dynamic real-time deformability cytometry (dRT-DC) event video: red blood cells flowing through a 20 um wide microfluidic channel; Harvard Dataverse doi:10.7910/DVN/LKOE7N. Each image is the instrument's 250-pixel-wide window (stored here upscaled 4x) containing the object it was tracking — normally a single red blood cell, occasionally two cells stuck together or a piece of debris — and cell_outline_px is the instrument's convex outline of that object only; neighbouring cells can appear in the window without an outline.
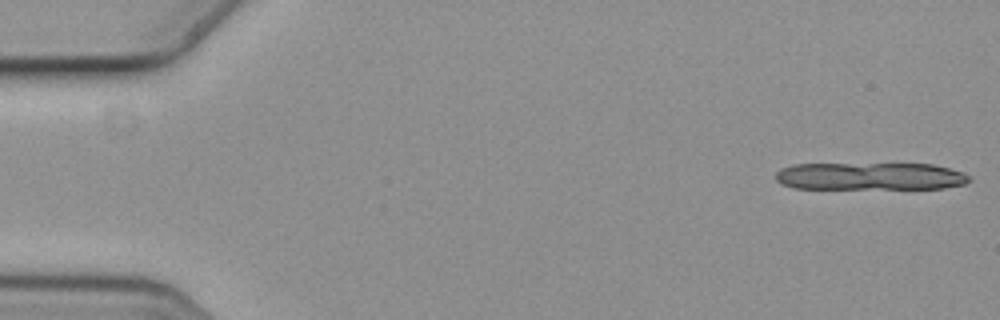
{"species": "common noctule bat (a hibernating species)", "species_latin": "Nyctalus noctula", "temperature_condition": "cold", "stored_images_in_passage": 9, "camera_frame_rate_fps": 3000, "um_per_image_px": 0.085, "animal": {"sex": "female", "body_mass_g": 19.3, "forearm_length_mm": 54.1}, "frame": {"image": 1, "passage_image": 1, "time_ms": 0.0, "image_size_px": [1000, 320], "cell_outline_px": [[972, 180], [964, 184], [944, 188], [792, 188], [780, 184], [776, 180], [776, 172], [780, 168], [792, 164], [932, 164], [964, 172]], "centroid_in_image_um": [73.93, 14.98], "position_along_channel_um": 11.1, "area_um2": 31.04}}
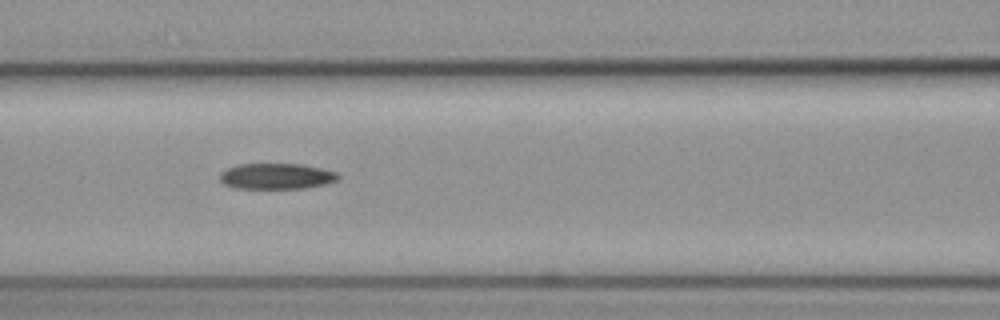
{"frame": {"image": 2, "passage_image": 7, "time_ms": 2.0, "image_size_px": [1000, 320], "cell_outline_px": [[340, 176], [336, 180], [324, 184], [304, 188], [232, 188], [224, 184], [220, 180], [220, 172], [236, 164], [300, 164], [320, 168], [336, 172]], "centroid_in_image_um": [23.45, 14.97], "position_along_channel_um": 143.1, "area_um2": 17.69}}
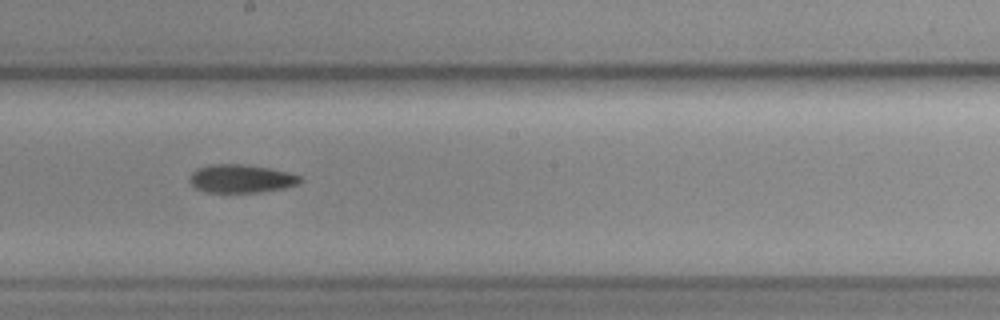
{"frame": {"image": 3, "passage_image": 9, "time_ms": 2.667, "image_size_px": [1000, 320], "cell_outline_px": [[304, 180], [300, 184], [284, 188], [260, 192], [208, 192], [196, 188], [192, 184], [192, 172], [196, 168], [208, 164], [244, 164], [272, 168], [288, 172], [300, 176]], "centroid_in_image_um": [20.56, 15.17], "position_along_channel_um": 227.6, "area_um2": 18.26}}